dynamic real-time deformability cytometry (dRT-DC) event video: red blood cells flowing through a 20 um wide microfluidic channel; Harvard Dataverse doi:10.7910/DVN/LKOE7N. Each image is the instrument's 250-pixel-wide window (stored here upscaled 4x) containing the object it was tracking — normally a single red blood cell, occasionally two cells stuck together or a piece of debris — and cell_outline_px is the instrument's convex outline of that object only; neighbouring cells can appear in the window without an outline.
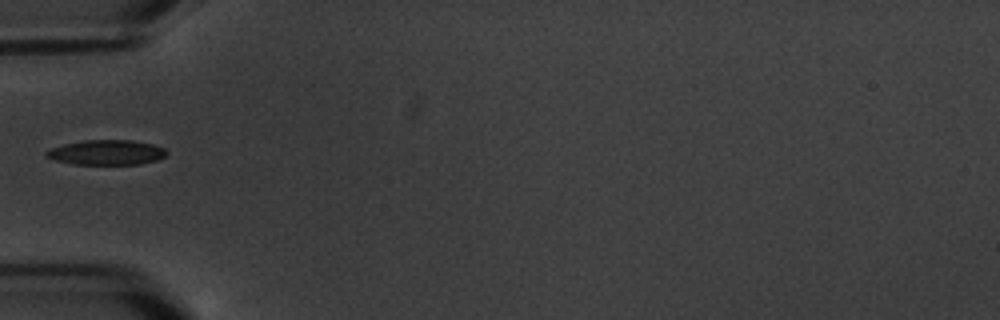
{"species": "common noctule bat (a hibernating species)", "species_latin": "Nyctalus noctula", "temperature_condition": "warm", "stored_images_in_passage": 1, "camera_frame_rate_fps": 3000, "um_per_image_px": 0.085, "animal": {"sex": "male", "body_mass_g": 20.1, "forearm_length_mm": 53.5}, "frame": {"image": 1, "passage_image": 1, "time_ms": 0.0, "image_size_px": [1000, 320], "cell_outline_px": [[168, 152], [164, 156], [156, 160], [140, 164], [72, 164], [56, 160], [44, 156], [44, 152], [52, 148], [64, 144], [84, 140], [132, 140], [152, 144], [164, 148]], "centroid_in_image_um": [9.04, 12.95], "position_along_channel_um": 76.0, "area_um2": 17.4}}